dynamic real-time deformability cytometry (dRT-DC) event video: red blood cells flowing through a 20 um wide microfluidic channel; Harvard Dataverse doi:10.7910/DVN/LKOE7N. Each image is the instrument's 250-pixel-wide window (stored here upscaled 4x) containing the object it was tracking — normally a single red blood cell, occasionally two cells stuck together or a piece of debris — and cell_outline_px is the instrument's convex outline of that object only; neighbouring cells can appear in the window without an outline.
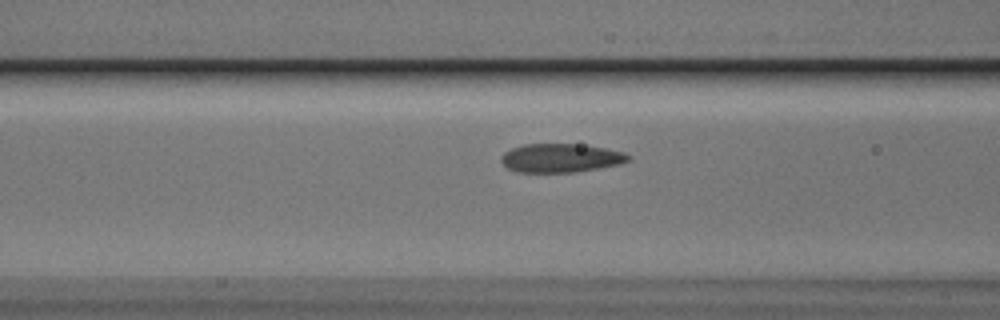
{"species": "Egyptian fruit bat (a non-hibernating species)", "species_latin": "Rousettus aegyptiacus", "temperature_condition": "cold", "stored_images_in_passage": 37, "camera_frame_rate_fps": 3000, "um_per_image_px": 0.085, "animal": {"sex": "male"}, "frame": {"image": 1, "passage_image": 14, "time_ms": 4.333, "image_size_px": [1000, 320], "cell_outline_px": [[632, 160], [620, 164], [576, 172], [520, 172], [508, 168], [500, 160], [500, 156], [504, 152], [512, 148], [524, 144], [580, 144], [604, 148], [624, 152], [632, 156]], "centroid_in_image_um": [47.69, 13.42], "position_along_channel_um": 118.9, "area_um2": 21.33}}
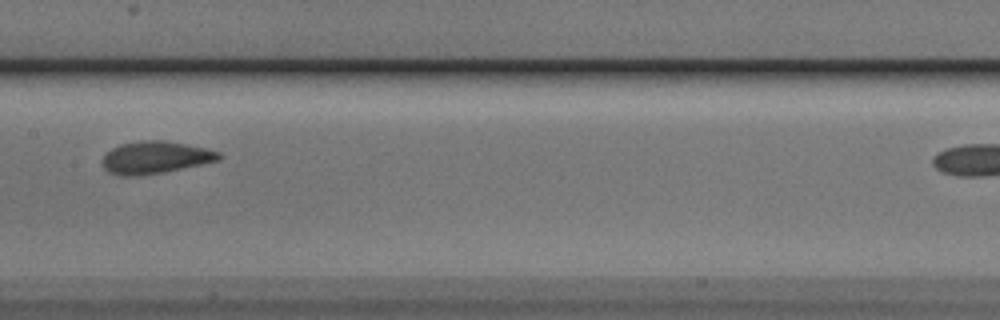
{"frame": {"image": 2, "passage_image": 20, "time_ms": 6.333, "image_size_px": [1000, 320], "cell_outline_px": [[224, 156], [220, 160], [164, 172], [136, 176], [120, 176], [108, 172], [104, 168], [104, 156], [112, 148], [120, 144], [144, 140], [164, 140], [208, 148], [220, 152]], "centroid_in_image_um": [13.25, 13.38], "position_along_channel_um": 194.2, "area_um2": 21.96}}
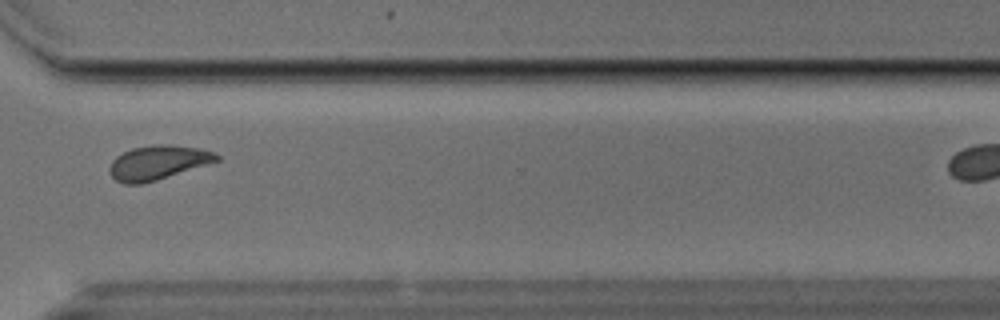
{"frame": {"image": 3, "passage_image": 33, "time_ms": 10.667, "image_size_px": [1000, 320], "cell_outline_px": [[220, 160], [156, 180], [140, 184], [124, 184], [116, 180], [108, 172], [108, 168], [112, 160], [116, 156], [132, 148], [156, 144], [168, 144], [200, 148], [212, 152], [220, 156]], "centroid_in_image_um": [13.39, 13.81], "position_along_channel_um": 357.2, "area_um2": 21.27}}